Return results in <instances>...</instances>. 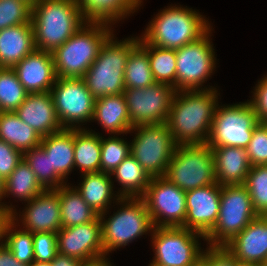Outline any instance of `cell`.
<instances>
[{"label": "cell", "instance_id": "25", "mask_svg": "<svg viewBox=\"0 0 267 266\" xmlns=\"http://www.w3.org/2000/svg\"><path fill=\"white\" fill-rule=\"evenodd\" d=\"M97 121L109 135L128 134L132 129L124 94L95 99L91 122Z\"/></svg>", "mask_w": 267, "mask_h": 266}, {"label": "cell", "instance_id": "33", "mask_svg": "<svg viewBox=\"0 0 267 266\" xmlns=\"http://www.w3.org/2000/svg\"><path fill=\"white\" fill-rule=\"evenodd\" d=\"M138 44L148 53L155 82L165 83L176 90V51L146 43L140 36Z\"/></svg>", "mask_w": 267, "mask_h": 266}, {"label": "cell", "instance_id": "35", "mask_svg": "<svg viewBox=\"0 0 267 266\" xmlns=\"http://www.w3.org/2000/svg\"><path fill=\"white\" fill-rule=\"evenodd\" d=\"M23 159L35 173L37 181L46 189H58L66 185L64 180L55 170H51L50 156L41 146H37L23 153Z\"/></svg>", "mask_w": 267, "mask_h": 266}, {"label": "cell", "instance_id": "10", "mask_svg": "<svg viewBox=\"0 0 267 266\" xmlns=\"http://www.w3.org/2000/svg\"><path fill=\"white\" fill-rule=\"evenodd\" d=\"M212 31L211 28L198 40L175 49L176 91L216 88L204 84L215 72L217 64V55L211 38Z\"/></svg>", "mask_w": 267, "mask_h": 266}, {"label": "cell", "instance_id": "27", "mask_svg": "<svg viewBox=\"0 0 267 266\" xmlns=\"http://www.w3.org/2000/svg\"><path fill=\"white\" fill-rule=\"evenodd\" d=\"M40 146L50 156L51 170L68 182V175L74 171V129L63 128L44 136Z\"/></svg>", "mask_w": 267, "mask_h": 266}, {"label": "cell", "instance_id": "54", "mask_svg": "<svg viewBox=\"0 0 267 266\" xmlns=\"http://www.w3.org/2000/svg\"><path fill=\"white\" fill-rule=\"evenodd\" d=\"M195 266H205L201 261Z\"/></svg>", "mask_w": 267, "mask_h": 266}, {"label": "cell", "instance_id": "42", "mask_svg": "<svg viewBox=\"0 0 267 266\" xmlns=\"http://www.w3.org/2000/svg\"><path fill=\"white\" fill-rule=\"evenodd\" d=\"M34 261L50 262L55 259L57 251V236L52 232L32 233Z\"/></svg>", "mask_w": 267, "mask_h": 266}, {"label": "cell", "instance_id": "6", "mask_svg": "<svg viewBox=\"0 0 267 266\" xmlns=\"http://www.w3.org/2000/svg\"><path fill=\"white\" fill-rule=\"evenodd\" d=\"M115 205L120 208L112 215L109 214V209L99 215L104 256L129 245L143 235H151L154 228L142 198H120Z\"/></svg>", "mask_w": 267, "mask_h": 266}, {"label": "cell", "instance_id": "55", "mask_svg": "<svg viewBox=\"0 0 267 266\" xmlns=\"http://www.w3.org/2000/svg\"><path fill=\"white\" fill-rule=\"evenodd\" d=\"M148 266H156V265H154L153 263H150Z\"/></svg>", "mask_w": 267, "mask_h": 266}, {"label": "cell", "instance_id": "11", "mask_svg": "<svg viewBox=\"0 0 267 266\" xmlns=\"http://www.w3.org/2000/svg\"><path fill=\"white\" fill-rule=\"evenodd\" d=\"M156 266H195L201 261L199 240L205 236L183 227H154L150 235Z\"/></svg>", "mask_w": 267, "mask_h": 266}, {"label": "cell", "instance_id": "21", "mask_svg": "<svg viewBox=\"0 0 267 266\" xmlns=\"http://www.w3.org/2000/svg\"><path fill=\"white\" fill-rule=\"evenodd\" d=\"M14 112L42 137L63 129L57 118L50 91L28 93L24 102Z\"/></svg>", "mask_w": 267, "mask_h": 266}, {"label": "cell", "instance_id": "18", "mask_svg": "<svg viewBox=\"0 0 267 266\" xmlns=\"http://www.w3.org/2000/svg\"><path fill=\"white\" fill-rule=\"evenodd\" d=\"M220 196L221 185L217 182L187 191L184 228L206 236L217 222Z\"/></svg>", "mask_w": 267, "mask_h": 266}, {"label": "cell", "instance_id": "49", "mask_svg": "<svg viewBox=\"0 0 267 266\" xmlns=\"http://www.w3.org/2000/svg\"><path fill=\"white\" fill-rule=\"evenodd\" d=\"M109 259L110 258L105 255L96 259L84 261L81 266H114Z\"/></svg>", "mask_w": 267, "mask_h": 266}, {"label": "cell", "instance_id": "4", "mask_svg": "<svg viewBox=\"0 0 267 266\" xmlns=\"http://www.w3.org/2000/svg\"><path fill=\"white\" fill-rule=\"evenodd\" d=\"M138 40L139 36L117 40L113 32L102 44L98 57L83 76L95 99L124 92L126 62L129 52L138 44Z\"/></svg>", "mask_w": 267, "mask_h": 266}, {"label": "cell", "instance_id": "14", "mask_svg": "<svg viewBox=\"0 0 267 266\" xmlns=\"http://www.w3.org/2000/svg\"><path fill=\"white\" fill-rule=\"evenodd\" d=\"M154 227H183L187 215L186 192L165 177H153L141 197Z\"/></svg>", "mask_w": 267, "mask_h": 266}, {"label": "cell", "instance_id": "47", "mask_svg": "<svg viewBox=\"0 0 267 266\" xmlns=\"http://www.w3.org/2000/svg\"><path fill=\"white\" fill-rule=\"evenodd\" d=\"M81 264L82 261L61 254H57L52 261L53 266H81Z\"/></svg>", "mask_w": 267, "mask_h": 266}, {"label": "cell", "instance_id": "32", "mask_svg": "<svg viewBox=\"0 0 267 266\" xmlns=\"http://www.w3.org/2000/svg\"><path fill=\"white\" fill-rule=\"evenodd\" d=\"M45 189L37 181L35 173L27 162L22 159L16 169L4 181L3 198L13 196L17 200L28 202L37 197ZM6 197V198H5Z\"/></svg>", "mask_w": 267, "mask_h": 266}, {"label": "cell", "instance_id": "23", "mask_svg": "<svg viewBox=\"0 0 267 266\" xmlns=\"http://www.w3.org/2000/svg\"><path fill=\"white\" fill-rule=\"evenodd\" d=\"M85 22L112 27L137 12L143 0H75Z\"/></svg>", "mask_w": 267, "mask_h": 266}, {"label": "cell", "instance_id": "9", "mask_svg": "<svg viewBox=\"0 0 267 266\" xmlns=\"http://www.w3.org/2000/svg\"><path fill=\"white\" fill-rule=\"evenodd\" d=\"M134 132L130 142L131 155L151 178L164 177L177 146L167 124L137 125L129 133Z\"/></svg>", "mask_w": 267, "mask_h": 266}, {"label": "cell", "instance_id": "26", "mask_svg": "<svg viewBox=\"0 0 267 266\" xmlns=\"http://www.w3.org/2000/svg\"><path fill=\"white\" fill-rule=\"evenodd\" d=\"M78 186L74 188L81 194L83 200L99 215L111 210L112 203L121 198L114 192V181L110 174L104 172L81 174ZM113 201V202H112Z\"/></svg>", "mask_w": 267, "mask_h": 266}, {"label": "cell", "instance_id": "12", "mask_svg": "<svg viewBox=\"0 0 267 266\" xmlns=\"http://www.w3.org/2000/svg\"><path fill=\"white\" fill-rule=\"evenodd\" d=\"M258 123L248 100L231 105L218 104L206 144L246 148Z\"/></svg>", "mask_w": 267, "mask_h": 266}, {"label": "cell", "instance_id": "15", "mask_svg": "<svg viewBox=\"0 0 267 266\" xmlns=\"http://www.w3.org/2000/svg\"><path fill=\"white\" fill-rule=\"evenodd\" d=\"M176 90L155 82L146 88H127L125 96L131 126L166 123Z\"/></svg>", "mask_w": 267, "mask_h": 266}, {"label": "cell", "instance_id": "38", "mask_svg": "<svg viewBox=\"0 0 267 266\" xmlns=\"http://www.w3.org/2000/svg\"><path fill=\"white\" fill-rule=\"evenodd\" d=\"M131 154L130 142L119 134L104 138L101 134L100 172L111 174Z\"/></svg>", "mask_w": 267, "mask_h": 266}, {"label": "cell", "instance_id": "50", "mask_svg": "<svg viewBox=\"0 0 267 266\" xmlns=\"http://www.w3.org/2000/svg\"><path fill=\"white\" fill-rule=\"evenodd\" d=\"M4 193V181L0 178V207L5 209L10 214L16 210V208L12 205V203L9 204V202H2L4 200L3 198ZM9 204V205H8Z\"/></svg>", "mask_w": 267, "mask_h": 266}, {"label": "cell", "instance_id": "51", "mask_svg": "<svg viewBox=\"0 0 267 266\" xmlns=\"http://www.w3.org/2000/svg\"><path fill=\"white\" fill-rule=\"evenodd\" d=\"M29 266H53V265H52V261L50 262L33 261Z\"/></svg>", "mask_w": 267, "mask_h": 266}, {"label": "cell", "instance_id": "20", "mask_svg": "<svg viewBox=\"0 0 267 266\" xmlns=\"http://www.w3.org/2000/svg\"><path fill=\"white\" fill-rule=\"evenodd\" d=\"M225 247L237 261L264 265L267 260V216L252 220Z\"/></svg>", "mask_w": 267, "mask_h": 266}, {"label": "cell", "instance_id": "31", "mask_svg": "<svg viewBox=\"0 0 267 266\" xmlns=\"http://www.w3.org/2000/svg\"><path fill=\"white\" fill-rule=\"evenodd\" d=\"M70 183L59 187L62 228H68L94 221L96 213Z\"/></svg>", "mask_w": 267, "mask_h": 266}, {"label": "cell", "instance_id": "46", "mask_svg": "<svg viewBox=\"0 0 267 266\" xmlns=\"http://www.w3.org/2000/svg\"><path fill=\"white\" fill-rule=\"evenodd\" d=\"M0 266H29L26 263L19 262L11 250L3 243L0 245Z\"/></svg>", "mask_w": 267, "mask_h": 266}, {"label": "cell", "instance_id": "13", "mask_svg": "<svg viewBox=\"0 0 267 266\" xmlns=\"http://www.w3.org/2000/svg\"><path fill=\"white\" fill-rule=\"evenodd\" d=\"M50 93L57 118L63 128L81 129L84 128L82 124L91 123L95 98L83 78L57 77Z\"/></svg>", "mask_w": 267, "mask_h": 266}, {"label": "cell", "instance_id": "8", "mask_svg": "<svg viewBox=\"0 0 267 266\" xmlns=\"http://www.w3.org/2000/svg\"><path fill=\"white\" fill-rule=\"evenodd\" d=\"M258 216L244 185L221 186L218 219L205 236L206 243L225 246Z\"/></svg>", "mask_w": 267, "mask_h": 266}, {"label": "cell", "instance_id": "30", "mask_svg": "<svg viewBox=\"0 0 267 266\" xmlns=\"http://www.w3.org/2000/svg\"><path fill=\"white\" fill-rule=\"evenodd\" d=\"M41 139L42 136L23 122L15 112H0V140L24 153L40 146Z\"/></svg>", "mask_w": 267, "mask_h": 266}, {"label": "cell", "instance_id": "53", "mask_svg": "<svg viewBox=\"0 0 267 266\" xmlns=\"http://www.w3.org/2000/svg\"><path fill=\"white\" fill-rule=\"evenodd\" d=\"M27 3L31 8L36 4L38 0H22Z\"/></svg>", "mask_w": 267, "mask_h": 266}, {"label": "cell", "instance_id": "7", "mask_svg": "<svg viewBox=\"0 0 267 266\" xmlns=\"http://www.w3.org/2000/svg\"><path fill=\"white\" fill-rule=\"evenodd\" d=\"M185 192L214 184L212 148L207 145H178L164 176Z\"/></svg>", "mask_w": 267, "mask_h": 266}, {"label": "cell", "instance_id": "1", "mask_svg": "<svg viewBox=\"0 0 267 266\" xmlns=\"http://www.w3.org/2000/svg\"><path fill=\"white\" fill-rule=\"evenodd\" d=\"M218 96L217 88L176 91L166 124L177 146L206 144Z\"/></svg>", "mask_w": 267, "mask_h": 266}, {"label": "cell", "instance_id": "19", "mask_svg": "<svg viewBox=\"0 0 267 266\" xmlns=\"http://www.w3.org/2000/svg\"><path fill=\"white\" fill-rule=\"evenodd\" d=\"M28 93L49 92L57 80L53 55L35 49L12 68Z\"/></svg>", "mask_w": 267, "mask_h": 266}, {"label": "cell", "instance_id": "22", "mask_svg": "<svg viewBox=\"0 0 267 266\" xmlns=\"http://www.w3.org/2000/svg\"><path fill=\"white\" fill-rule=\"evenodd\" d=\"M211 148L216 182L221 186L244 185L251 167L246 148L230 146Z\"/></svg>", "mask_w": 267, "mask_h": 266}, {"label": "cell", "instance_id": "2", "mask_svg": "<svg viewBox=\"0 0 267 266\" xmlns=\"http://www.w3.org/2000/svg\"><path fill=\"white\" fill-rule=\"evenodd\" d=\"M149 22L141 38L166 49H178L194 42L213 27L199 11L177 4L164 7Z\"/></svg>", "mask_w": 267, "mask_h": 266}, {"label": "cell", "instance_id": "3", "mask_svg": "<svg viewBox=\"0 0 267 266\" xmlns=\"http://www.w3.org/2000/svg\"><path fill=\"white\" fill-rule=\"evenodd\" d=\"M31 23L36 49L52 53L86 22L75 0H38Z\"/></svg>", "mask_w": 267, "mask_h": 266}, {"label": "cell", "instance_id": "41", "mask_svg": "<svg viewBox=\"0 0 267 266\" xmlns=\"http://www.w3.org/2000/svg\"><path fill=\"white\" fill-rule=\"evenodd\" d=\"M246 152L251 166L267 165V123L259 122L254 127Z\"/></svg>", "mask_w": 267, "mask_h": 266}, {"label": "cell", "instance_id": "5", "mask_svg": "<svg viewBox=\"0 0 267 266\" xmlns=\"http://www.w3.org/2000/svg\"><path fill=\"white\" fill-rule=\"evenodd\" d=\"M114 30L111 25L86 22L52 52L57 77L83 78Z\"/></svg>", "mask_w": 267, "mask_h": 266}, {"label": "cell", "instance_id": "28", "mask_svg": "<svg viewBox=\"0 0 267 266\" xmlns=\"http://www.w3.org/2000/svg\"><path fill=\"white\" fill-rule=\"evenodd\" d=\"M100 162L101 134L89 128L74 129V169L80 174L100 172Z\"/></svg>", "mask_w": 267, "mask_h": 266}, {"label": "cell", "instance_id": "43", "mask_svg": "<svg viewBox=\"0 0 267 266\" xmlns=\"http://www.w3.org/2000/svg\"><path fill=\"white\" fill-rule=\"evenodd\" d=\"M201 256L205 266H235L237 259L225 246L206 245Z\"/></svg>", "mask_w": 267, "mask_h": 266}, {"label": "cell", "instance_id": "37", "mask_svg": "<svg viewBox=\"0 0 267 266\" xmlns=\"http://www.w3.org/2000/svg\"><path fill=\"white\" fill-rule=\"evenodd\" d=\"M4 244L19 262L30 265L34 261L32 233L21 229L12 220L5 226Z\"/></svg>", "mask_w": 267, "mask_h": 266}, {"label": "cell", "instance_id": "44", "mask_svg": "<svg viewBox=\"0 0 267 266\" xmlns=\"http://www.w3.org/2000/svg\"><path fill=\"white\" fill-rule=\"evenodd\" d=\"M23 159V153L0 140V178L5 179L16 169Z\"/></svg>", "mask_w": 267, "mask_h": 266}, {"label": "cell", "instance_id": "52", "mask_svg": "<svg viewBox=\"0 0 267 266\" xmlns=\"http://www.w3.org/2000/svg\"><path fill=\"white\" fill-rule=\"evenodd\" d=\"M235 266H263V265H256V264H252V263H245V262H241V261H236Z\"/></svg>", "mask_w": 267, "mask_h": 266}, {"label": "cell", "instance_id": "40", "mask_svg": "<svg viewBox=\"0 0 267 266\" xmlns=\"http://www.w3.org/2000/svg\"><path fill=\"white\" fill-rule=\"evenodd\" d=\"M31 22V7L22 0H0V30Z\"/></svg>", "mask_w": 267, "mask_h": 266}, {"label": "cell", "instance_id": "45", "mask_svg": "<svg viewBox=\"0 0 267 266\" xmlns=\"http://www.w3.org/2000/svg\"><path fill=\"white\" fill-rule=\"evenodd\" d=\"M258 80L253 87L252 96L248 100L261 123H267V74Z\"/></svg>", "mask_w": 267, "mask_h": 266}, {"label": "cell", "instance_id": "39", "mask_svg": "<svg viewBox=\"0 0 267 266\" xmlns=\"http://www.w3.org/2000/svg\"><path fill=\"white\" fill-rule=\"evenodd\" d=\"M244 186L258 215L267 216V165L251 166Z\"/></svg>", "mask_w": 267, "mask_h": 266}, {"label": "cell", "instance_id": "36", "mask_svg": "<svg viewBox=\"0 0 267 266\" xmlns=\"http://www.w3.org/2000/svg\"><path fill=\"white\" fill-rule=\"evenodd\" d=\"M27 94L12 68H0V112H14Z\"/></svg>", "mask_w": 267, "mask_h": 266}, {"label": "cell", "instance_id": "29", "mask_svg": "<svg viewBox=\"0 0 267 266\" xmlns=\"http://www.w3.org/2000/svg\"><path fill=\"white\" fill-rule=\"evenodd\" d=\"M110 176L121 186L115 191L121 198H141L152 179L131 154Z\"/></svg>", "mask_w": 267, "mask_h": 266}, {"label": "cell", "instance_id": "48", "mask_svg": "<svg viewBox=\"0 0 267 266\" xmlns=\"http://www.w3.org/2000/svg\"><path fill=\"white\" fill-rule=\"evenodd\" d=\"M10 220L11 214L0 207V245L4 243L5 226Z\"/></svg>", "mask_w": 267, "mask_h": 266}, {"label": "cell", "instance_id": "24", "mask_svg": "<svg viewBox=\"0 0 267 266\" xmlns=\"http://www.w3.org/2000/svg\"><path fill=\"white\" fill-rule=\"evenodd\" d=\"M35 49L31 22L0 30V68H13Z\"/></svg>", "mask_w": 267, "mask_h": 266}, {"label": "cell", "instance_id": "34", "mask_svg": "<svg viewBox=\"0 0 267 266\" xmlns=\"http://www.w3.org/2000/svg\"><path fill=\"white\" fill-rule=\"evenodd\" d=\"M155 80L150 68L148 53L137 44L130 52L125 66L124 85L127 88H146Z\"/></svg>", "mask_w": 267, "mask_h": 266}, {"label": "cell", "instance_id": "16", "mask_svg": "<svg viewBox=\"0 0 267 266\" xmlns=\"http://www.w3.org/2000/svg\"><path fill=\"white\" fill-rule=\"evenodd\" d=\"M24 206L22 212L16 209L11 213V220L21 229L31 233H57L62 228L59 188L44 190Z\"/></svg>", "mask_w": 267, "mask_h": 266}, {"label": "cell", "instance_id": "17", "mask_svg": "<svg viewBox=\"0 0 267 266\" xmlns=\"http://www.w3.org/2000/svg\"><path fill=\"white\" fill-rule=\"evenodd\" d=\"M56 236L58 254L82 262L104 256L99 216L90 223L61 228Z\"/></svg>", "mask_w": 267, "mask_h": 266}]
</instances>
